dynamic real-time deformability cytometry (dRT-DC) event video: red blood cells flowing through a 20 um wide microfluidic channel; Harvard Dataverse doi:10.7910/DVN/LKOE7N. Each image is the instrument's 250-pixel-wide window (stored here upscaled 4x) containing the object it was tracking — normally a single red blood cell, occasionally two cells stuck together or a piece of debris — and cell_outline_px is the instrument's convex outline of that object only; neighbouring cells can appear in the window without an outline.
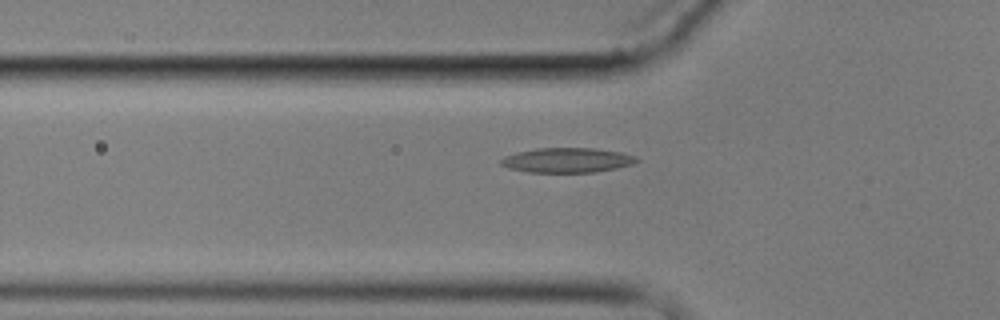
{"species": "common noctule bat (a hibernating species)", "species_latin": "Nyctalus noctula", "temperature_condition": "cold", "stored_images_in_passage": 7, "camera_frame_rate_fps": 3000, "um_per_image_px": 0.085, "animal": {"sex": "male", "body_mass_g": 17.9}, "frame": {"image": 1, "passage_image": 5, "time_ms": 5.333, "image_size_px": [1000, 320], "cell_outline_px": [[640, 160], [632, 164], [616, 168], [596, 172], [528, 172], [508, 168], [500, 164], [500, 160], [504, 156], [516, 152], [536, 148], [592, 148], [620, 152], [636, 156]], "centroid_in_image_um": [48.19, 13.61], "position_along_channel_um": 77.6, "area_um2": 19.59}}
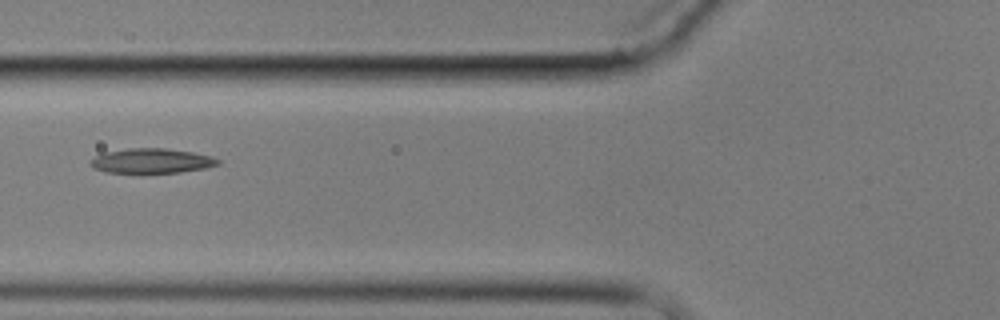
{"frame": {"image": 2, "passage_image": 6, "time_ms": 6.333, "image_size_px": [1000, 320], "cell_outline_px": [[220, 164], [204, 168], [180, 172], [104, 172], [88, 164], [88, 160], [104, 152], [128, 148], [168, 148], [192, 152], [212, 156], [220, 160]], "centroid_in_image_um": [12.87, 13.66], "position_along_channel_um": 112.9, "area_um2": 18.32}}
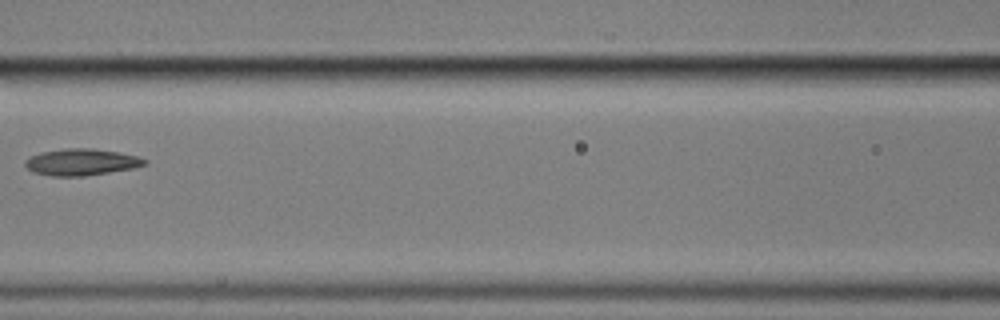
{"frame": {"image": 3, "passage_image": 7, "time_ms": 7.667, "image_size_px": [1000, 320], "cell_outline_px": [[148, 164], [132, 168], [84, 176], [52, 176], [32, 172], [24, 164], [24, 160], [40, 152], [64, 148], [92, 148], [140, 156], [148, 160]], "centroid_in_image_um": [6.92, 13.77], "position_along_channel_um": 159.7, "area_um2": 18.55}}